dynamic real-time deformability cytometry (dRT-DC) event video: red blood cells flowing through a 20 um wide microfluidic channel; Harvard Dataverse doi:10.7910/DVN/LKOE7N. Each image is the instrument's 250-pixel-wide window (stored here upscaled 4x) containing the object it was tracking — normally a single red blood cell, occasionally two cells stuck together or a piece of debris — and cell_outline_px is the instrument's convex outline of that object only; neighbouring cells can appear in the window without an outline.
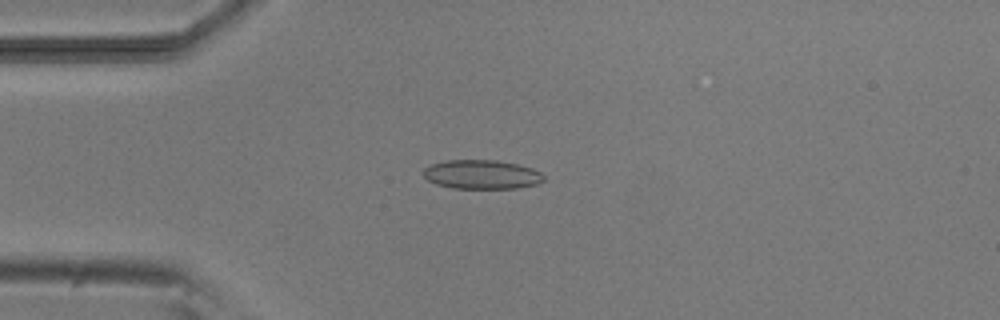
{"species": "common noctule bat (a hibernating species)", "species_latin": "Nyctalus noctula", "temperature_condition": "room temperature", "stored_images_in_passage": 3, "camera_frame_rate_fps": 3000, "um_per_image_px": 0.085, "animal": {"sex": "male", "body_mass_g": 20.5, "forearm_length_mm": 52.5}, "frame": {"image": 1, "passage_image": 3, "time_ms": 2.333, "image_size_px": [1000, 320], "cell_outline_px": [[544, 180], [536, 184], [516, 188], [452, 188], [436, 184], [428, 180], [424, 176], [424, 168], [432, 164], [444, 160], [496, 160], [516, 164], [532, 168], [540, 172], [544, 176]], "centroid_in_image_um": [40.93, 14.83], "position_along_channel_um": 44.1, "area_um2": 20.29}}